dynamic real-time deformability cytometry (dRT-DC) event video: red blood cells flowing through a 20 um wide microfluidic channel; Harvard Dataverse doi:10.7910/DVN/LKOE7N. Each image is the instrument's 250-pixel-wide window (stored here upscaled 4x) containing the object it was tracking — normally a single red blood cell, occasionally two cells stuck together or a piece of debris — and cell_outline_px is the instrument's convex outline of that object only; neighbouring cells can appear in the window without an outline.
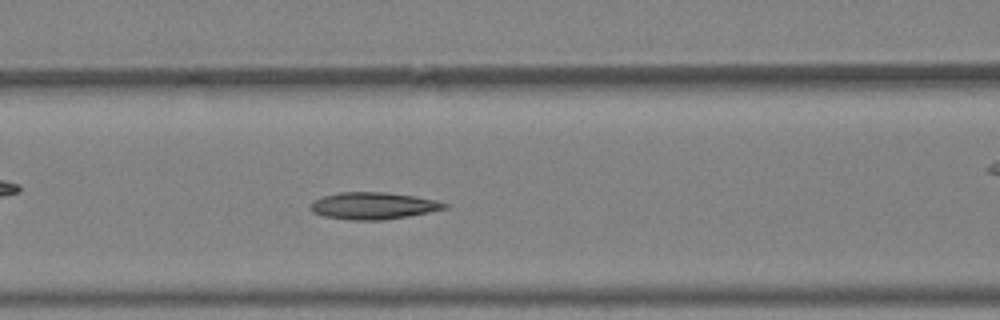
{"species": "Egyptian fruit bat (a non-hibernating species)", "species_latin": "Rousettus aegyptiacus", "temperature_condition": "warm", "stored_images_in_passage": 36, "camera_frame_rate_fps": 3000, "um_per_image_px": 0.085, "animal": {"sex": "female"}, "frame": {"image": 1, "passage_image": 12, "time_ms": 3.667, "image_size_px": [1000, 320], "cell_outline_px": [[448, 208], [408, 216], [384, 220], [352, 220], [324, 216], [312, 212], [308, 208], [308, 204], [324, 196], [340, 192], [384, 192], [416, 196], [436, 200], [448, 204]], "centroid_in_image_um": [31.72, 17.49], "position_along_channel_um": 134.9, "area_um2": 21.1}}
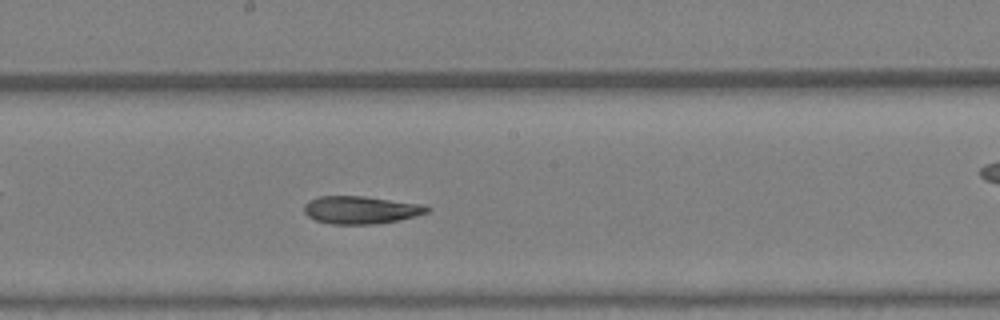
{"frame": {"image": 2, "passage_image": 17, "time_ms": 5.333, "image_size_px": [1000, 320], "cell_outline_px": [[432, 208], [428, 212], [416, 216], [396, 220], [372, 224], [332, 224], [316, 220], [308, 216], [304, 212], [304, 204], [308, 200], [320, 196], [364, 196], [424, 204]], "centroid_in_image_um": [30.67, 17.83], "position_along_channel_um": 217.5, "area_um2": 19.88}}
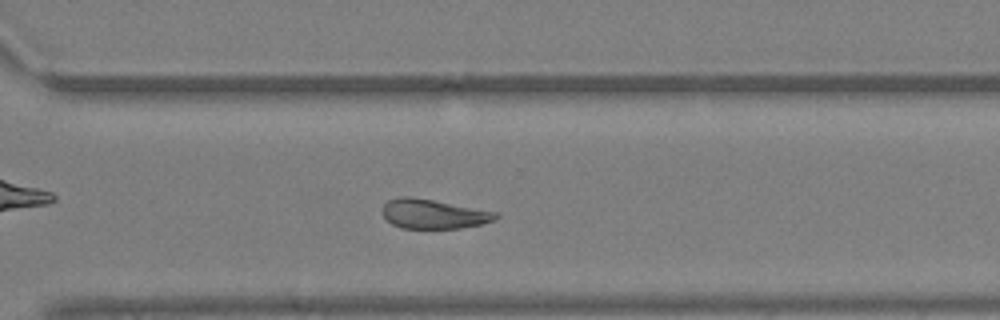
{"frame": {"image": 3, "passage_image": 24, "time_ms": 7.667, "image_size_px": [1000, 320], "cell_outline_px": [[500, 216], [496, 220], [480, 224], [460, 228], [404, 228], [392, 224], [380, 212], [384, 204], [388, 200], [400, 196], [412, 196], [500, 212]], "centroid_in_image_um": [36.87, 18.17], "position_along_channel_um": 333.7, "area_um2": 19.65}, "authors_computed_cell_mechanics": {"area_um2": 21.3282, "velocity_mm_per_s": 4.9852, "shape_relaxation_time_tau1_ms": 5.9138, "shape_relaxation_time_tau2_ms": 2.6266, "deformation_change_tau1": 0.1982, "deformation_change_tau2": 0.1037}}